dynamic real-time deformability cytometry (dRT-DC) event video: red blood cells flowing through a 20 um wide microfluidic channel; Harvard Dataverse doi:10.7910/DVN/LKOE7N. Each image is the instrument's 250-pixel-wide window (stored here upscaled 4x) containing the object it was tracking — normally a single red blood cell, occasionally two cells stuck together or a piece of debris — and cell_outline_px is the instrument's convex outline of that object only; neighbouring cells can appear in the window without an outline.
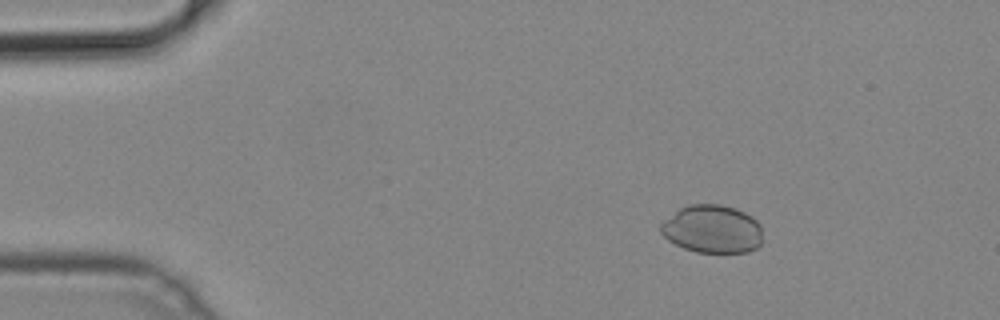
{"species": "common noctule bat (a hibernating species)", "species_latin": "Nyctalus noctula", "temperature_condition": "cold", "stored_images_in_passage": 52, "camera_frame_rate_fps": 3000, "um_per_image_px": 0.085, "animal": {"sex": "male", "body_mass_g": 19.2, "forearm_length_mm": 51.8}, "frame": {"image": 1, "passage_image": 9, "time_ms": 2.667, "image_size_px": [1000, 320], "cell_outline_px": [[760, 244], [756, 248], [748, 252], [696, 252], [684, 248], [668, 240], [660, 232], [660, 224], [664, 220], [680, 208], [688, 204], [720, 204], [736, 208], [752, 216], [760, 224]], "centroid_in_image_um": [60.53, 19.46], "position_along_channel_um": 24.5, "area_um2": 28.5}}
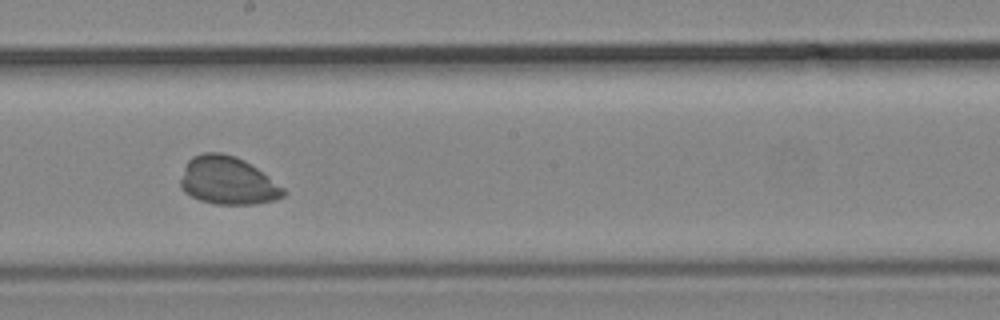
{"frame": {"image": 2, "passage_image": 30, "time_ms": 9.667, "image_size_px": [1000, 320], "cell_outline_px": [[288, 192], [284, 196], [276, 200], [256, 204], [216, 204], [200, 200], [184, 192], [180, 188], [180, 180], [184, 168], [188, 160], [192, 156], [204, 152], [220, 152], [236, 156], [244, 160], [256, 168], [284, 188]], "centroid_in_image_um": [19.35, 15.36], "position_along_channel_um": 228.9, "area_um2": 28.78}}
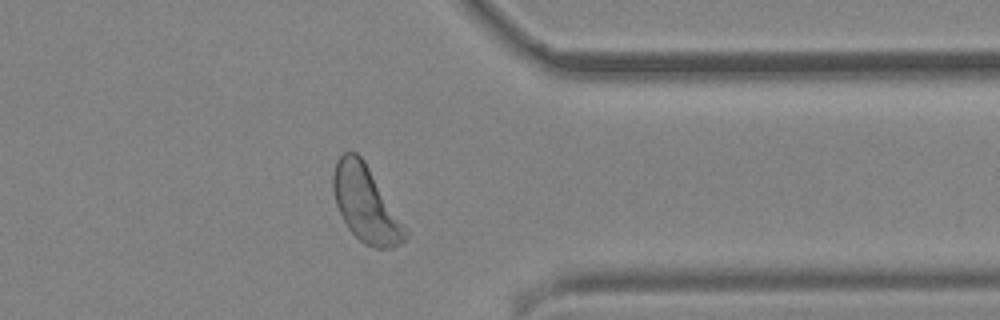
{"frame": {"image": 3, "passage_image": 42, "time_ms": 13.667, "image_size_px": [1000, 320], "cell_outline_px": [[408, 240], [392, 248], [376, 248], [364, 244], [348, 228], [336, 204], [332, 188], [332, 176], [336, 160], [344, 152], [356, 152], [364, 160], [408, 232]], "centroid_in_image_um": [31.07, 17.35], "position_along_channel_um": 380.3, "area_um2": 31.5}}